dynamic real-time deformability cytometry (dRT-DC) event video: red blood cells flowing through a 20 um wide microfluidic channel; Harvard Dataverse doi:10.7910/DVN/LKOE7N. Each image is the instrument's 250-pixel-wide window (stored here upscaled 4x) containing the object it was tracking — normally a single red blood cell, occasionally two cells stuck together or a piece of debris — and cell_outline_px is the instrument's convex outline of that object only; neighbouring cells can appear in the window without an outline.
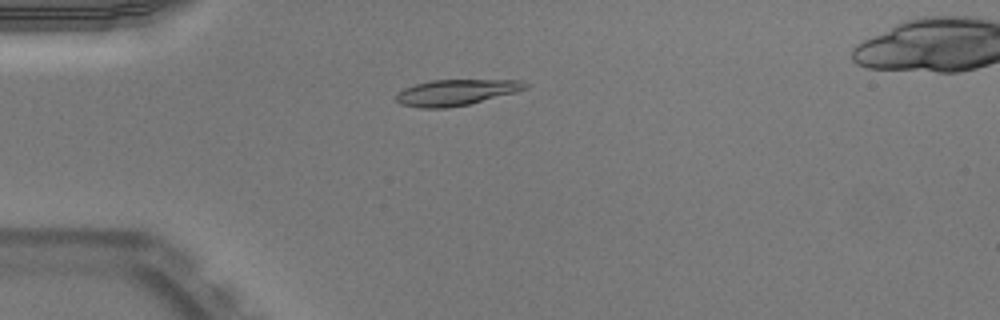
{"species": "Egyptian fruit bat (a non-hibernating species)", "species_latin": "Rousettus aegyptiacus", "temperature_condition": "warm", "stored_images_in_passage": 51, "camera_frame_rate_fps": 3000, "um_per_image_px": 0.085, "animal": {"sex": "male"}, "frame": {"image": 1, "passage_image": 14, "time_ms": 4.333, "image_size_px": [1000, 320], "cell_outline_px": [[528, 88], [516, 92], [468, 104], [444, 108], [420, 108], [400, 104], [396, 100], [396, 92], [404, 88], [416, 84], [432, 80], [524, 80], [528, 84]], "centroid_in_image_um": [38.76, 7.85], "position_along_channel_um": 46.2, "area_um2": 19.48}}
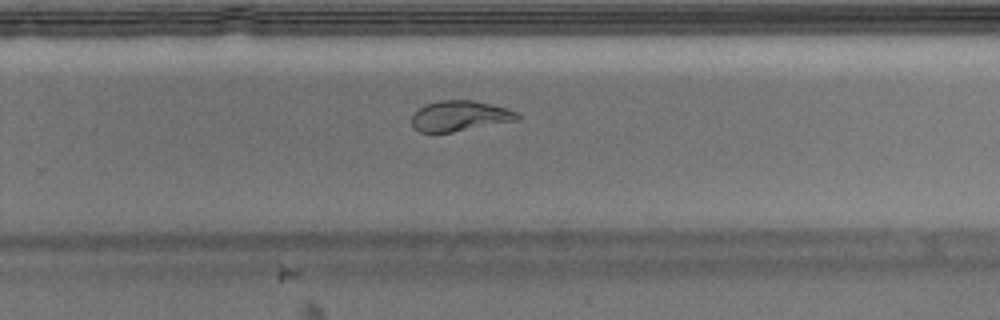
{"frame": {"image": 2, "passage_image": 34, "time_ms": 11.0, "image_size_px": [1000, 320], "cell_outline_px": [[520, 120], [452, 132], [420, 132], [412, 124], [412, 116], [424, 104], [440, 100], [472, 100], [508, 108], [516, 112], [520, 116]], "centroid_in_image_um": [39.12, 9.85], "position_along_channel_um": 290.7, "area_um2": 18.67}}
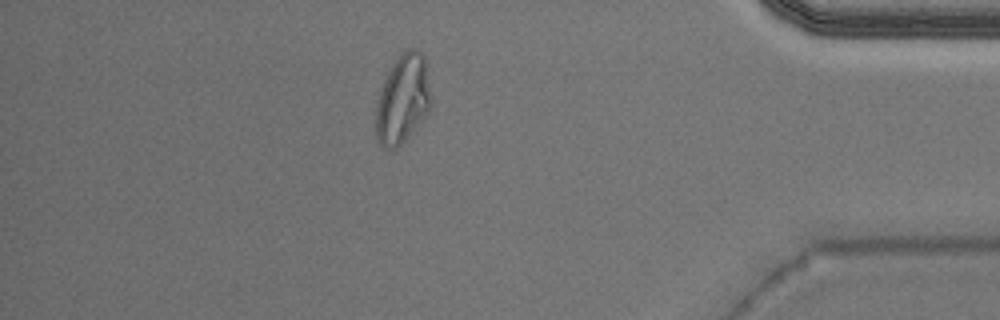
{"frame": {"image": 3, "passage_image": 45, "time_ms": 14.667, "image_size_px": [1000, 320], "cell_outline_px": [[432, 104], [428, 112], [408, 136], [396, 148], [380, 148], [376, 136], [376, 104], [384, 80], [392, 64], [400, 52], [408, 48], [416, 48], [424, 56], [432, 96]], "centroid_in_image_um": [34.24, 8.4], "position_along_channel_um": 401.0, "area_um2": 28.67}, "authors_computed_cell_mechanics": {"area_um2": 19.4786, "velocity_mm_per_s": 3.9543, "shape_relaxation_time_tau1_ms": null, "shape_relaxation_time_tau2_ms": 1.0537, "deformation_change_tau1": null, "deformation_change_tau2": 0.0615}}